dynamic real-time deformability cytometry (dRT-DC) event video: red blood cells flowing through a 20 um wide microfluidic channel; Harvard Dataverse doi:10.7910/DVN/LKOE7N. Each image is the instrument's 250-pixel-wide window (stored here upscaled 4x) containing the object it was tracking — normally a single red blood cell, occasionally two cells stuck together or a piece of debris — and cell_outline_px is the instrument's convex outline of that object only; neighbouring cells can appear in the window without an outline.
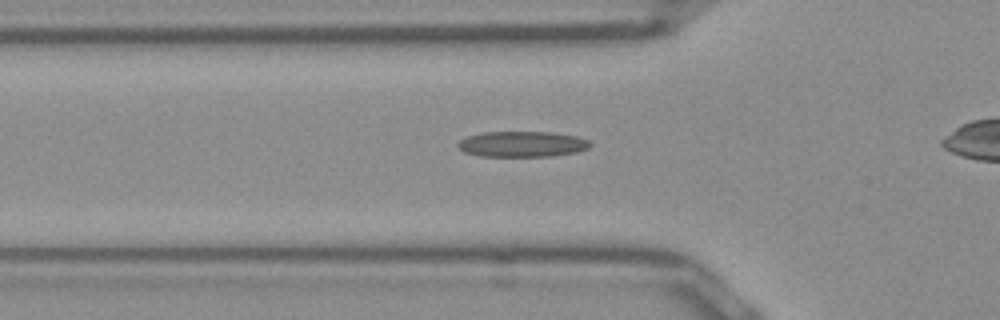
{"species": "Egyptian fruit bat (a non-hibernating species)", "species_latin": "Rousettus aegyptiacus", "temperature_condition": "room temperature", "stored_images_in_passage": 31, "camera_frame_rate_fps": 3000, "um_per_image_px": 0.085, "frame": {"image": 1, "passage_image": 6, "time_ms": 1.667, "image_size_px": [1000, 320], "cell_outline_px": [[592, 144], [588, 148], [576, 152], [552, 156], [480, 156], [464, 152], [456, 144], [460, 140], [468, 136], [484, 132], [552, 132], [576, 136], [588, 140]], "centroid_in_image_um": [44.39, 12.25], "position_along_channel_um": 81.4, "area_um2": 19.71}}
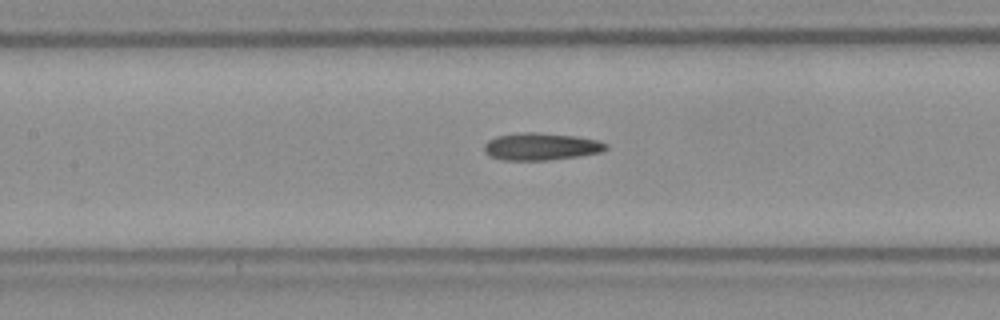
{"frame": {"image": 2, "passage_image": 12, "time_ms": 3.667, "image_size_px": [1000, 320], "cell_outline_px": [[608, 148], [600, 152], [576, 156], [548, 160], [500, 160], [488, 156], [484, 152], [484, 144], [488, 140], [496, 136], [524, 132], [532, 132], [576, 136], [596, 140], [608, 144]], "centroid_in_image_um": [45.93, 12.46], "position_along_channel_um": 161.5, "area_um2": 19.31}}
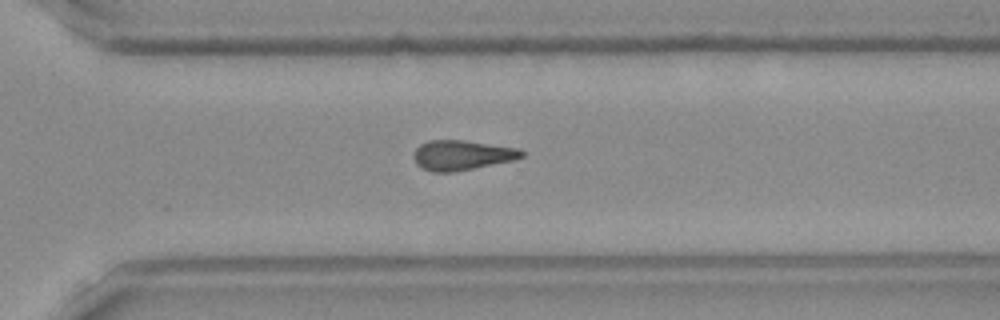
{"frame": {"image": 3, "passage_image": 25, "time_ms": 8.0, "image_size_px": [1000, 320], "cell_outline_px": [[524, 156], [512, 160], [452, 172], [432, 172], [416, 164], [412, 156], [416, 148], [420, 144], [428, 140], [460, 140], [520, 148], [524, 152]], "centroid_in_image_um": [39.23, 13.18], "position_along_channel_um": 331.4, "area_um2": 18.61}}